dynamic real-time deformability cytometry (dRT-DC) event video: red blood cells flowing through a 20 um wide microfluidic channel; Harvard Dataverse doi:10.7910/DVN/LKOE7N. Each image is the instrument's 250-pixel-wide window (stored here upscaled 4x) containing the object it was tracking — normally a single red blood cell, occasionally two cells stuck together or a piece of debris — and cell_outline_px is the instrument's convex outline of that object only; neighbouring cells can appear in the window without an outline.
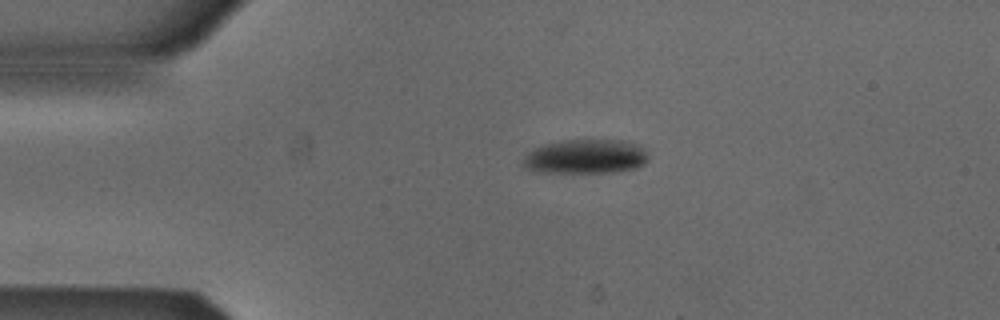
{"species": "Egyptian fruit bat (a non-hibernating species)", "species_latin": "Rousettus aegyptiacus", "temperature_condition": "cold", "stored_images_in_passage": 43, "camera_frame_rate_fps": 3000, "um_per_image_px": 0.085, "animal": {"sex": "male"}, "frame": {"image": 1, "passage_image": 1, "time_ms": 0.0, "image_size_px": [1000, 320], "cell_outline_px": [[648, 160], [644, 164], [636, 168], [616, 172], [536, 172], [524, 168], [520, 164], [520, 160], [528, 152], [544, 144], [568, 140], [620, 140], [636, 144], [644, 148], [648, 156]], "centroid_in_image_um": [49.74, 13.32], "position_along_channel_um": 35.3, "area_um2": 25.2}}
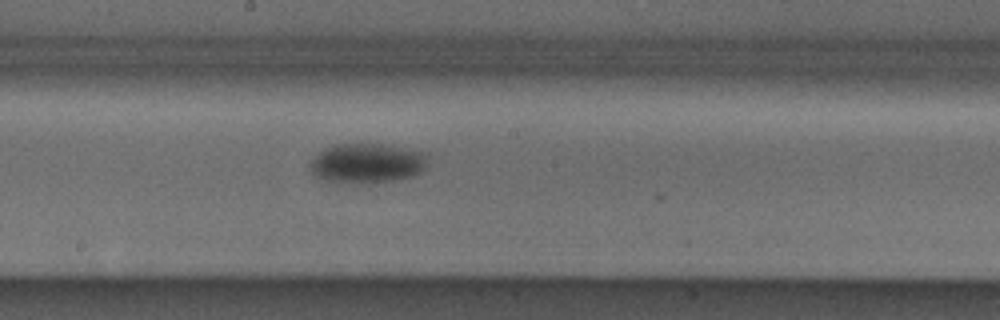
{"frame": {"image": 2, "passage_image": 18, "time_ms": 5.667, "image_size_px": [1000, 320], "cell_outline_px": [[428, 164], [420, 172], [412, 176], [396, 180], [368, 184], [348, 184], [320, 180], [308, 168], [308, 164], [320, 152], [336, 144], [392, 144], [428, 152]], "centroid_in_image_um": [31.24, 13.89], "position_along_channel_um": 217.0, "area_um2": 28.09}}
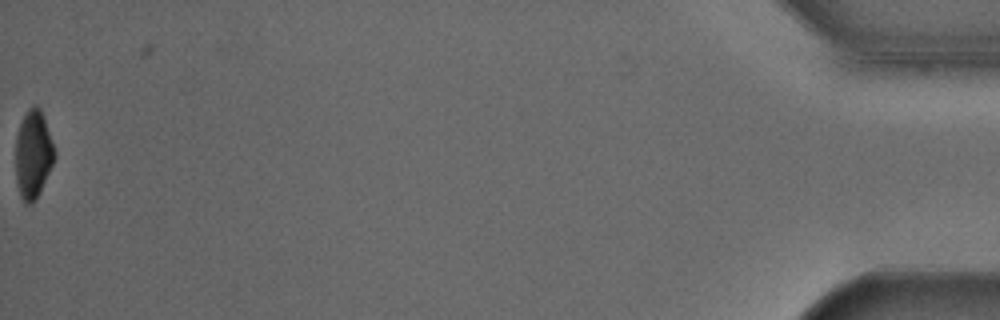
{"frame": {"image": 3, "passage_image": 43, "time_ms": 14.0, "image_size_px": [1000, 320], "cell_outline_px": [[56, 156], [36, 200], [32, 204], [24, 204], [20, 196], [16, 180], [16, 136], [20, 124], [28, 108], [32, 104], [36, 104], [40, 108], [44, 116], [56, 152]], "centroid_in_image_um": [2.82, 13.11], "position_along_channel_um": 432.4, "area_um2": 20.11}, "authors_computed_cell_mechanics": {"area_um2": 26.299, "velocity_mm_per_s": 3.8653, "shape_relaxation_time_tau1_ms": 3.2598, "shape_relaxation_time_tau2_ms": null, "deformation_change_tau1": 0.0962, "deformation_change_tau2": null}}